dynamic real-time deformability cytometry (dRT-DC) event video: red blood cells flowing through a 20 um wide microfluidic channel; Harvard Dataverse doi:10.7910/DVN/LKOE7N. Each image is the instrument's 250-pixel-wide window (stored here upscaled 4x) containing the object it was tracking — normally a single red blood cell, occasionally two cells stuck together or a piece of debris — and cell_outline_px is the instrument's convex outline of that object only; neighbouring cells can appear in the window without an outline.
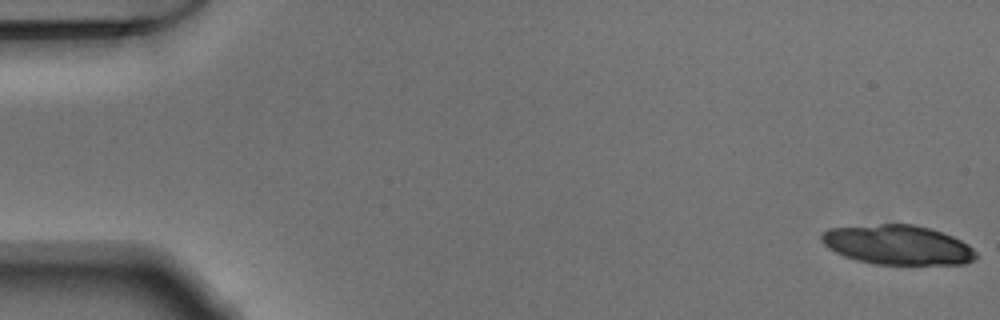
{"species": "Egyptian fruit bat (a non-hibernating species)", "species_latin": "Rousettus aegyptiacus", "temperature_condition": "warm", "stored_images_in_passage": 12, "camera_frame_rate_fps": 3000, "um_per_image_px": 0.085, "animal": {"sex": "male"}, "frame": {"image": 1, "passage_image": 1, "time_ms": 0.0, "image_size_px": [1000, 320], "cell_outline_px": [[976, 256], [972, 260], [964, 264], [872, 264], [856, 260], [844, 256], [828, 248], [820, 240], [820, 236], [828, 228], [880, 224], [912, 224], [932, 228], [952, 236], [968, 244], [976, 252]], "centroid_in_image_um": [76.28, 20.81], "position_along_channel_um": 8.7, "area_um2": 35.6}}